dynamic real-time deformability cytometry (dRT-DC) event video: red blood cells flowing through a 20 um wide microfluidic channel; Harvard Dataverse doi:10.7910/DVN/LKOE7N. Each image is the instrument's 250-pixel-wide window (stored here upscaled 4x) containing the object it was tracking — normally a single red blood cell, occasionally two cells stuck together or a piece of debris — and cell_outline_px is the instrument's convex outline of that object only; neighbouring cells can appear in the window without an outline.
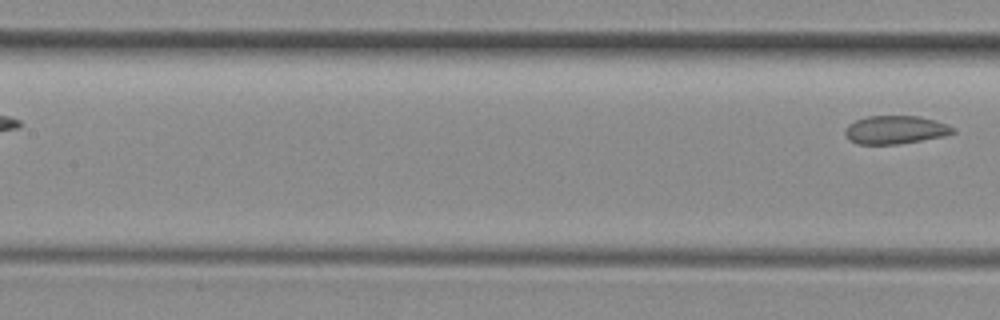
{"species": "common noctule bat (a hibernating species)", "species_latin": "Nyctalus noctula", "temperature_condition": "room temperature", "stored_images_in_passage": 7, "segment_of_instrument_passage": [2, 2], "camera_frame_rate_fps": 3000, "um_per_image_px": 0.085, "animal": {"sex": "female", "body_mass_g": 29.2, "forearm_length_mm": 56.3}, "frame": {"image": 1, "passage_image": 7, "time_ms": 7.0, "image_size_px": [1000, 320], "cell_outline_px": [[956, 132], [944, 136], [900, 144], [856, 144], [848, 140], [844, 132], [848, 124], [856, 120], [868, 116], [920, 116], [936, 120], [948, 124], [956, 128]], "centroid_in_image_um": [76.12, 11.03], "position_along_channel_um": 131.3, "area_um2": 17.98}}